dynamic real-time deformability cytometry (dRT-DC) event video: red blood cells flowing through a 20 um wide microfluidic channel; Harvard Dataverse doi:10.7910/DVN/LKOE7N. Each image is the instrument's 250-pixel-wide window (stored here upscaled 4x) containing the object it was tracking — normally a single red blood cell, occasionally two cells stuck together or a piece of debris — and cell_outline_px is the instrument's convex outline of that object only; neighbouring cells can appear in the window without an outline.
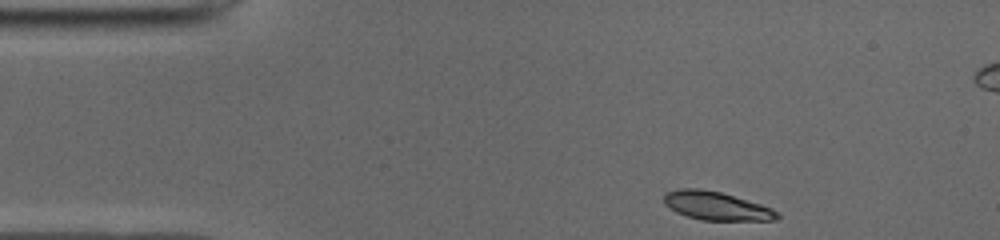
{"species": "common noctule bat (a hibernating species)", "species_latin": "Nyctalus noctula", "temperature_condition": "cold", "stored_images_in_passage": 45, "camera_frame_rate_fps": 3000, "um_per_image_px": 0.085, "animal": {"sex": "male", "body_mass_g": 19.0, "forearm_length_mm": 50.8}, "frame": {"image": 1, "passage_image": 1, "time_ms": 0.0, "image_size_px": [1000, 240], "cell_outline_px": [[780, 216], [776, 220], [700, 220], [676, 212], [664, 204], [664, 196], [668, 192], [676, 188], [700, 188], [720, 192], [760, 204], [772, 208], [780, 212]], "centroid_in_image_um": [60.89, 17.5], "position_along_channel_um": 24.1, "area_um2": 18.73}}
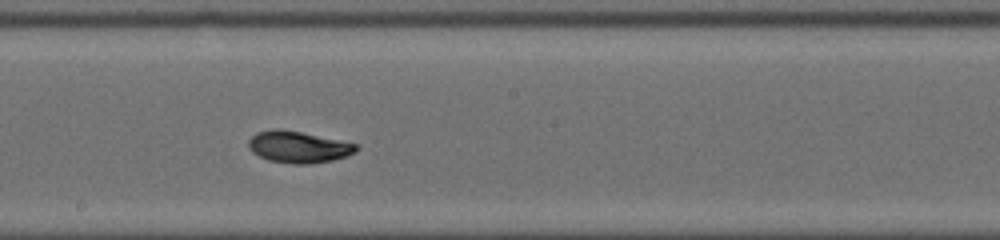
{"frame": {"image": 2, "passage_image": 21, "time_ms": 6.667, "image_size_px": [1000, 240], "cell_outline_px": [[360, 148], [356, 152], [348, 156], [332, 160], [308, 164], [292, 164], [268, 160], [252, 152], [248, 148], [248, 140], [256, 132], [272, 128], [280, 128], [360, 144]], "centroid_in_image_um": [25.37, 12.49], "position_along_channel_um": 222.8, "area_um2": 20.11}}
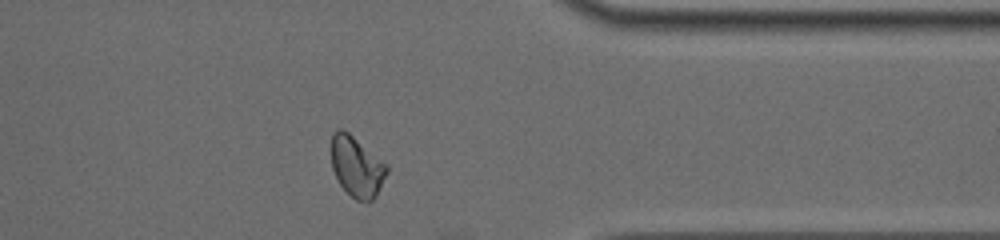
{"frame": {"image": 3, "passage_image": 34, "time_ms": 11.0, "image_size_px": [1000, 240], "cell_outline_px": [[388, 172], [376, 196], [372, 200], [356, 200], [340, 184], [332, 168], [332, 132], [336, 128], [344, 128], [388, 164]], "centroid_in_image_um": [30.34, 14.11], "position_along_channel_um": 381.1, "area_um2": 19.59}, "authors_computed_cell_mechanics": {"area_um2": 19.5942, "velocity_mm_per_s": 3.9257, "shape_relaxation_time_tau1_ms": 5.3248, "shape_relaxation_time_tau2_ms": 1.4847, "deformation_change_tau1": 0.1572, "deformation_change_tau2": 0.0426}}